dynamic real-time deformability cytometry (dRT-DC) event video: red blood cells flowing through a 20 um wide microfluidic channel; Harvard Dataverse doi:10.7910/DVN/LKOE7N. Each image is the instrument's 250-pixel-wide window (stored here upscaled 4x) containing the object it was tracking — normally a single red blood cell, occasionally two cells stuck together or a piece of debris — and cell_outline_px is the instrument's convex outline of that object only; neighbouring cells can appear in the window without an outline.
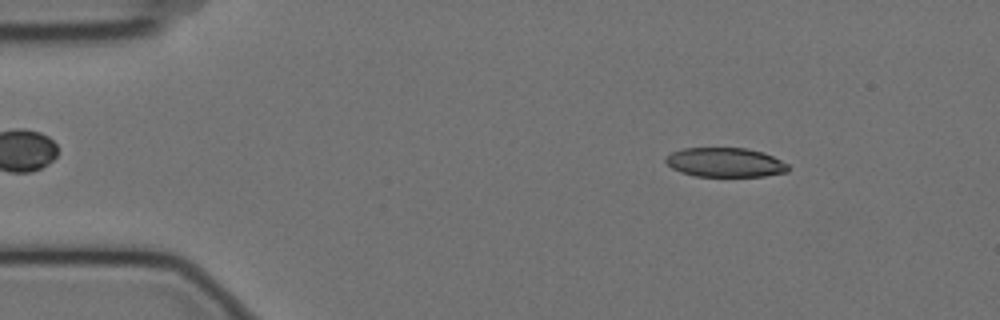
{"species": "Egyptian fruit bat (a non-hibernating species)", "species_latin": "Rousettus aegyptiacus", "temperature_condition": "cold", "stored_images_in_passage": 56, "camera_frame_rate_fps": 3000, "um_per_image_px": 0.085, "animal": {"sex": "female"}, "frame": {"image": 1, "passage_image": 7, "time_ms": 2.0, "image_size_px": [1000, 320], "cell_outline_px": [[788, 172], [764, 176], [696, 176], [680, 172], [672, 168], [664, 160], [672, 152], [684, 148], [748, 148], [764, 152], [788, 164]], "centroid_in_image_um": [61.65, 13.8], "position_along_channel_um": 23.3, "area_um2": 20.87}}
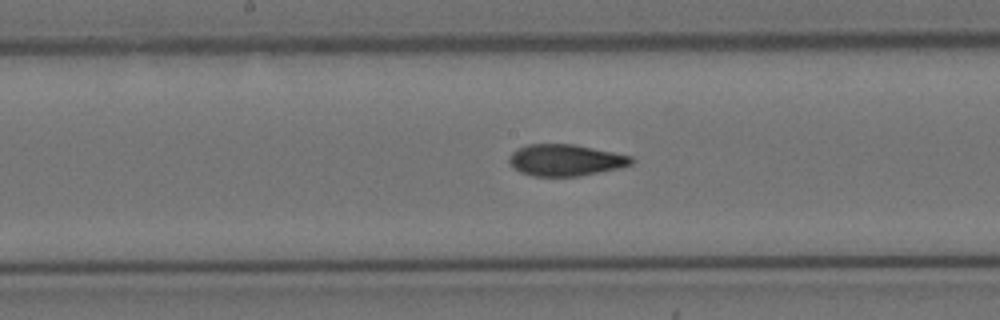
{"frame": {"image": 2, "passage_image": 28, "time_ms": 9.0, "image_size_px": [1000, 320], "cell_outline_px": [[636, 160], [632, 164], [620, 168], [576, 176], [532, 176], [520, 172], [508, 160], [508, 156], [516, 148], [528, 144], [572, 144], [632, 156]], "centroid_in_image_um": [48.06, 13.6], "position_along_channel_um": 200.1, "area_um2": 22.37}}
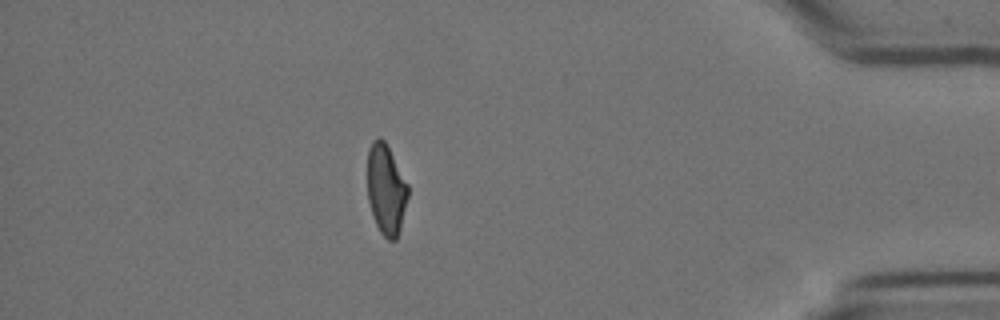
{"frame": {"image": 3, "passage_image": 49, "time_ms": 16.0, "image_size_px": [1000, 320], "cell_outline_px": [[408, 196], [400, 228], [396, 240], [388, 240], [380, 232], [372, 216], [368, 200], [368, 148], [372, 140], [380, 136], [384, 140], [408, 184]], "centroid_in_image_um": [32.8, 16.1], "position_along_channel_um": 402.4, "area_um2": 21.27}, "authors_computed_cell_mechanics": {"area_um2": 22.5131, "velocity_mm_per_s": 3.5208, "shape_relaxation_time_tau1_ms": null, "shape_relaxation_time_tau2_ms": 1.9607, "deformation_change_tau1": null, "deformation_change_tau2": 0.0813}}